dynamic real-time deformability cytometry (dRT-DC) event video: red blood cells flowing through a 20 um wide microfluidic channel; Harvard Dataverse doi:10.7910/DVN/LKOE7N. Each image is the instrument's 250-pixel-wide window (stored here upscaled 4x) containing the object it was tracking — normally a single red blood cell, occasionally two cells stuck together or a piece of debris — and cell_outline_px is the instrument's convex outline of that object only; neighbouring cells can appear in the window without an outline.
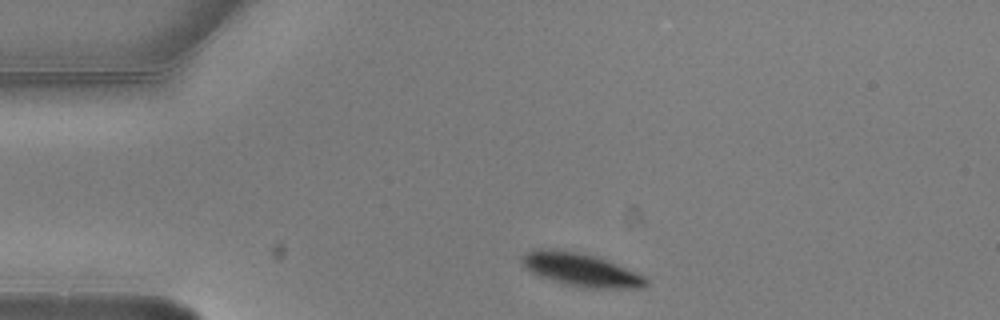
{"species": "common noctule bat (a hibernating species)", "species_latin": "Nyctalus noctula", "temperature_condition": "warm", "stored_images_in_passage": 2, "camera_frame_rate_fps": 3000, "um_per_image_px": 0.085, "animal": {"sex": "male", "body_mass_g": 20.5, "forearm_length_mm": 52.5}, "frame": {"image": 1, "passage_image": 1, "time_ms": 0.0, "image_size_px": [1000, 320], "cell_outline_px": [[648, 284], [644, 288], [576, 288], [540, 276], [524, 268], [520, 264], [520, 260], [528, 252], [540, 248], [556, 248], [596, 256], [608, 260], [644, 276], [648, 280]], "centroid_in_image_um": [49.36, 22.93], "position_along_channel_um": 35.6, "area_um2": 24.16}}
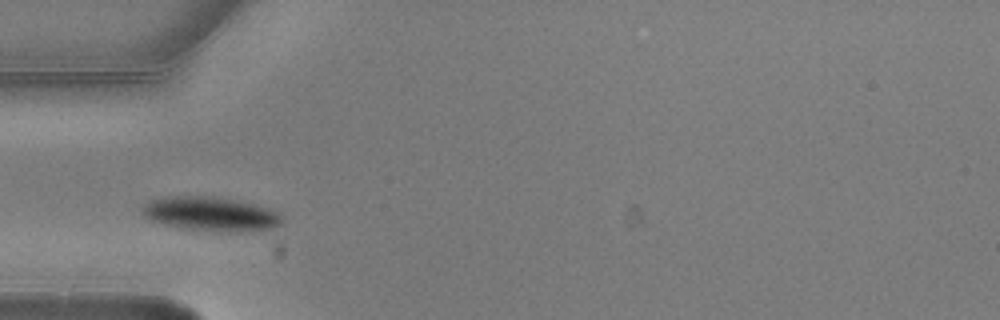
{"frame": {"image": 2, "passage_image": 2, "time_ms": 0.333, "image_size_px": [1000, 320], "cell_outline_px": [[284, 220], [280, 224], [272, 228], [240, 232], [236, 232], [184, 228], [164, 224], [148, 220], [140, 212], [140, 208], [148, 200], [168, 196], [212, 196], [240, 200], [268, 208], [280, 212]], "centroid_in_image_um": [17.89, 18.17], "position_along_channel_um": 67.1, "area_um2": 28.09}}